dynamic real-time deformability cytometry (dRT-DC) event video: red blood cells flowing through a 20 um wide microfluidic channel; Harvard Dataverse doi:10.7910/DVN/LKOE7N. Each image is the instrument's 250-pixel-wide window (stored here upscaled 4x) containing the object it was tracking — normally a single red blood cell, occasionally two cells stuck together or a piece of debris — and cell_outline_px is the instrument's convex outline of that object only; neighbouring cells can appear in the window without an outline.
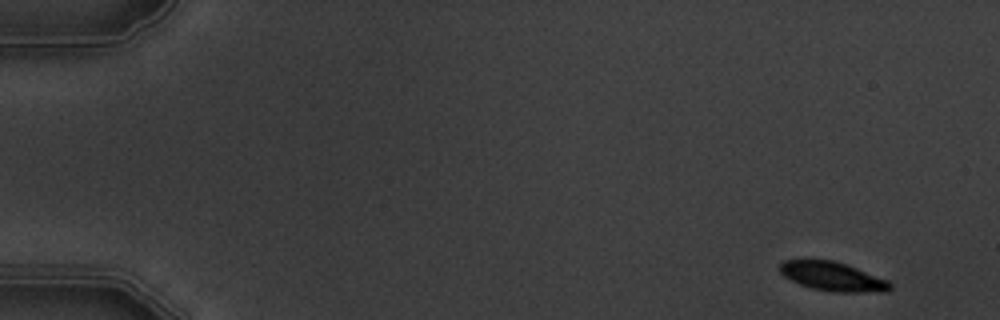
{"species": "common noctule bat (a hibernating species)", "species_latin": "Nyctalus noctula", "temperature_condition": "warm", "stored_images_in_passage": 6, "segment_of_instrument_passage": [1, 2], "camera_frame_rate_fps": 3000, "um_per_image_px": 0.085, "animal": {"sex": "male", "body_mass_g": 19.5, "forearm_length_mm": 54.6}, "frame": {"image": 1, "passage_image": 1, "time_ms": 0.0, "image_size_px": [1000, 320], "cell_outline_px": [[892, 288], [884, 292], [836, 292], [812, 288], [800, 284], [784, 276], [780, 272], [780, 264], [784, 260], [804, 256], [808, 256], [832, 260], [848, 264], [888, 280], [892, 284]], "centroid_in_image_um": [70.73, 23.44], "position_along_channel_um": 14.3, "area_um2": 19.36}}
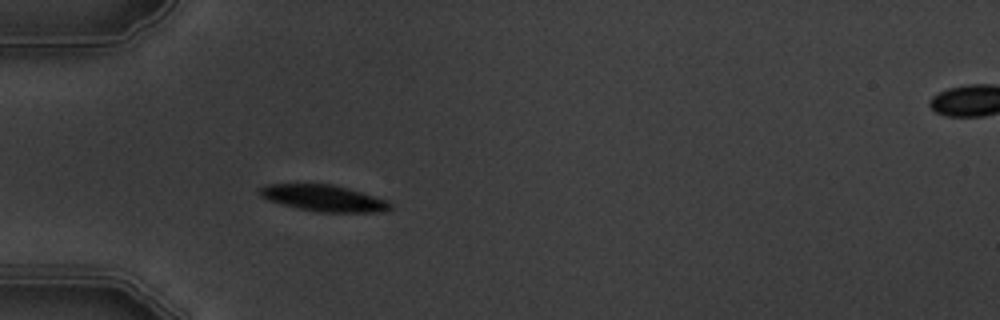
{"frame": {"image": 2, "passage_image": 5, "time_ms": 4.667, "image_size_px": [1000, 320], "cell_outline_px": [[392, 208], [384, 212], [320, 212], [300, 208], [284, 204], [260, 196], [260, 188], [264, 184], [332, 184], [348, 188], [384, 200], [392, 204]], "centroid_in_image_um": [27.53, 16.84], "position_along_channel_um": 57.5, "area_um2": 19.59}}